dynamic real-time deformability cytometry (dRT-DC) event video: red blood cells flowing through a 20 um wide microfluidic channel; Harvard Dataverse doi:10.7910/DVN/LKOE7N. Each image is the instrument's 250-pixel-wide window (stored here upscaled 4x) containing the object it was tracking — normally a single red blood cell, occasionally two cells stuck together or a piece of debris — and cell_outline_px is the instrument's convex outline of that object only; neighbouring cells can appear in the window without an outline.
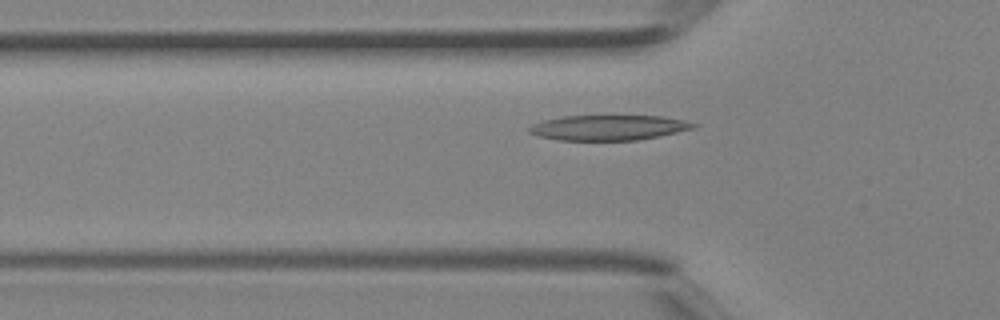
{"species": "Egyptian fruit bat (a non-hibernating species)", "species_latin": "Rousettus aegyptiacus", "temperature_condition": "room temperature", "stored_images_in_passage": 26, "camera_frame_rate_fps": 3000, "um_per_image_px": 0.085, "animal": {"sex": "female"}, "frame": {"image": 1, "passage_image": 3, "time_ms": 0.667, "image_size_px": [1000, 320], "cell_outline_px": [[700, 124], [696, 128], [636, 140], [560, 140], [540, 136], [528, 132], [528, 128], [532, 124], [544, 120], [560, 116], [664, 116], [684, 120]], "centroid_in_image_um": [51.74, 10.84], "position_along_channel_um": 74.1, "area_um2": 23.99}}
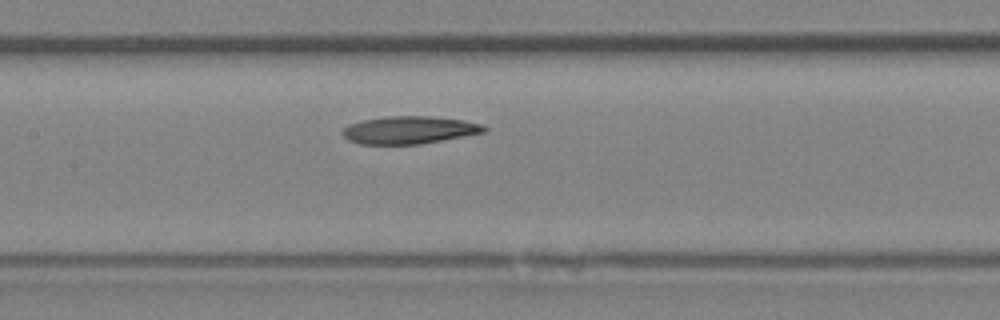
{"frame": {"image": 2, "passage_image": 9, "time_ms": 2.667, "image_size_px": [1000, 320], "cell_outline_px": [[488, 132], [420, 144], [360, 144], [348, 140], [340, 132], [348, 124], [364, 120], [384, 116], [432, 116], [464, 120], [484, 124], [488, 128]], "centroid_in_image_um": [34.83, 11.04], "position_along_channel_um": 172.6, "area_um2": 23.06}}
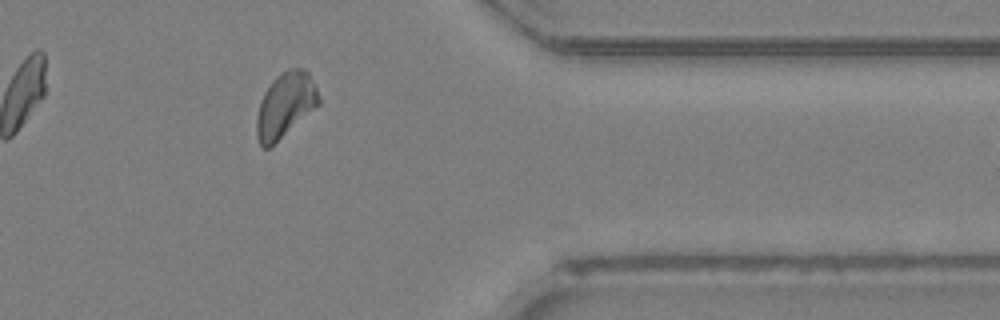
{"frame": {"image": 3, "passage_image": 23, "time_ms": 7.333, "image_size_px": [1000, 320], "cell_outline_px": [[320, 104], [268, 148], [264, 148], [260, 144], [256, 136], [256, 120], [260, 100], [264, 92], [272, 80], [280, 72], [288, 68], [304, 68], [308, 72], [320, 96]], "centroid_in_image_um": [24.24, 8.89], "position_along_channel_um": 387.2, "area_um2": 23.35}}